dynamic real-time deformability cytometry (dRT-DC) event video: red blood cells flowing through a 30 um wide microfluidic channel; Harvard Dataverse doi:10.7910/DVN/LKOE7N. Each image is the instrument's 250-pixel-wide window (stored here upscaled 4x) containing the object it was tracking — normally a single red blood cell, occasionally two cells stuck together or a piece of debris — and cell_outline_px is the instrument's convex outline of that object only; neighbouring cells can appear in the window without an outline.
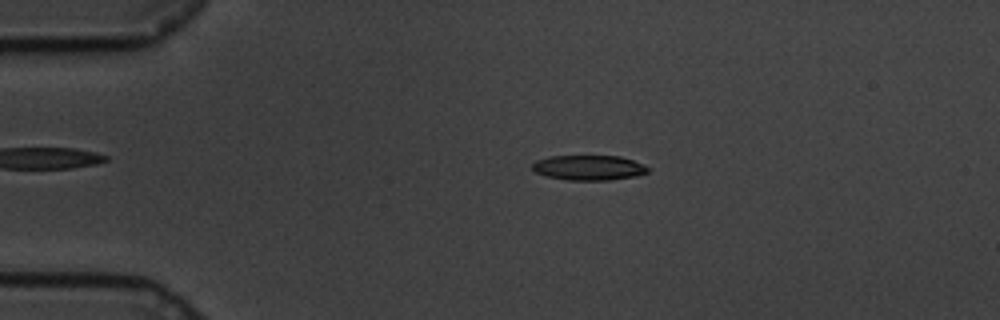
{"species": "common noctule bat (a hibernating species)", "species_latin": "Nyctalus noctula", "temperature_condition": "cold", "stored_images_in_passage": 59, "camera_frame_rate_fps": 3000, "um_per_image_px": 0.085, "animal": {"sex": "male", "body_mass_g": 19.5, "forearm_length_mm": 54.6}, "frame": {"image": 1, "passage_image": 12, "time_ms": 3.667, "image_size_px": [1000, 320], "cell_outline_px": [[648, 172], [632, 176], [608, 180], [568, 180], [544, 176], [536, 172], [532, 168], [532, 164], [536, 160], [548, 156], [620, 156], [644, 164], [648, 168]], "centroid_in_image_um": [50.0, 14.25], "position_along_channel_um": 35.0, "area_um2": 16.76}}
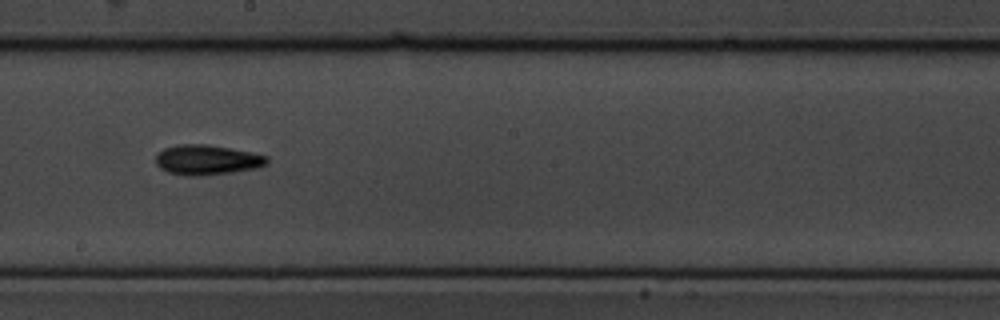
{"frame": {"image": 2, "passage_image": 33, "time_ms": 10.667, "image_size_px": [1000, 320], "cell_outline_px": [[268, 164], [256, 168], [232, 172], [196, 176], [184, 176], [168, 172], [160, 168], [156, 164], [156, 156], [164, 148], [180, 144], [204, 144], [228, 148], [268, 156]], "centroid_in_image_um": [17.58, 13.6], "position_along_channel_um": 230.6, "area_um2": 19.25}}
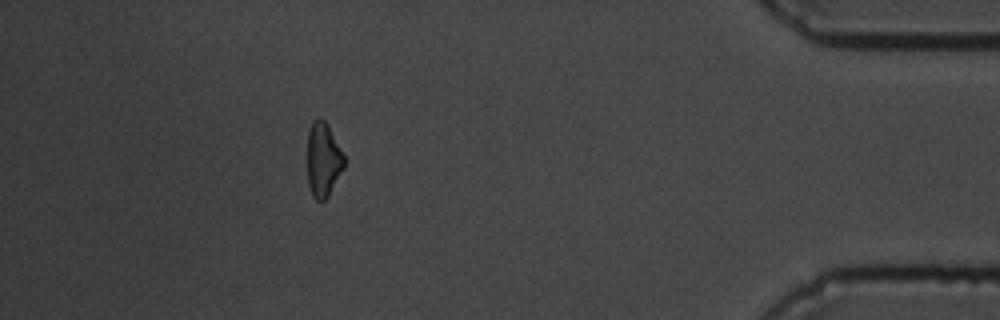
{"frame": {"image": 3, "passage_image": 53, "time_ms": 17.333, "image_size_px": [1000, 320], "cell_outline_px": [[344, 168], [328, 196], [324, 200], [316, 200], [312, 196], [308, 184], [308, 132], [312, 120], [324, 120], [328, 124], [344, 156]], "centroid_in_image_um": [27.47, 13.59], "position_along_channel_um": 407.7, "area_um2": 15.78}, "authors_computed_cell_mechanics": {"area_um2": 17.1088, "velocity_mm_per_s": 3.3853, "shape_relaxation_time_tau1_ms": 4.6162, "shape_relaxation_time_tau2_ms": null, "deformation_change_tau1": 0.1456, "deformation_change_tau2": null}}